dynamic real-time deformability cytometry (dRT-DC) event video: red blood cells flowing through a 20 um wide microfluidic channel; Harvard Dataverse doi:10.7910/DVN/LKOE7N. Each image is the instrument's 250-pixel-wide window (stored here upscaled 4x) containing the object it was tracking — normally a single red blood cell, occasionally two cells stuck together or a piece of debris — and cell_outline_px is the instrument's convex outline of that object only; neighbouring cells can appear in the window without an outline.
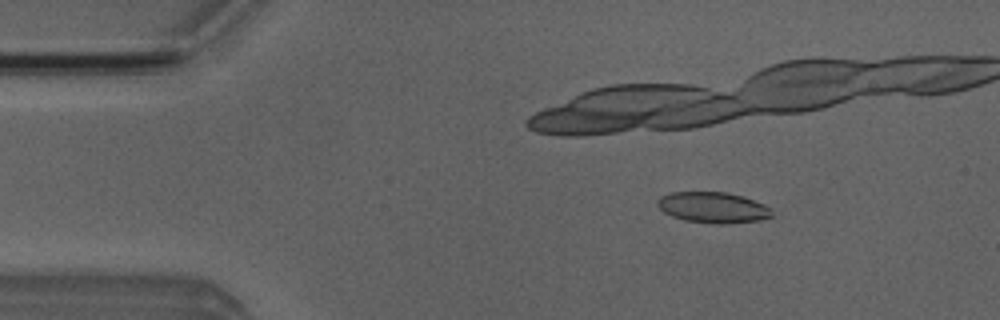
{"species": "Egyptian fruit bat (a non-hibernating species)", "species_latin": "Rousettus aegyptiacus", "temperature_condition": "room temperature", "stored_images_in_passage": 38, "camera_frame_rate_fps": 3000, "um_per_image_px": 0.085, "animal": {"sex": "male"}, "frame": {"image": 1, "passage_image": 6, "time_ms": 1.667, "image_size_px": [1000, 320], "cell_outline_px": [[772, 216], [760, 220], [724, 224], [720, 224], [684, 220], [672, 216], [664, 212], [656, 204], [656, 200], [660, 196], [672, 192], [724, 192], [740, 196], [764, 204], [772, 208]], "centroid_in_image_um": [60.58, 17.64], "position_along_channel_um": 24.4, "area_um2": 20.46}}